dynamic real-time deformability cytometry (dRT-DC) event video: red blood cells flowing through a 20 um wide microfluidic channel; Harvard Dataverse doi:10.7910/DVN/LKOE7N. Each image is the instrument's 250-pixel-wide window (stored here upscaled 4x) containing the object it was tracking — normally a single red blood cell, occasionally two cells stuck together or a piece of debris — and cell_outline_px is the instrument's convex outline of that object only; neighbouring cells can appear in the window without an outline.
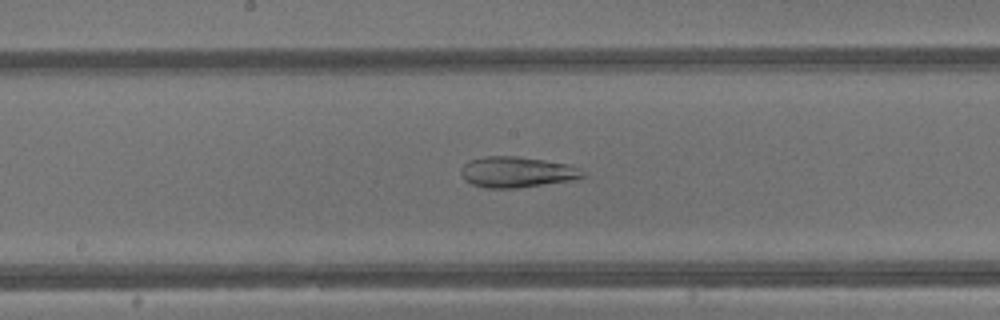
{"species": "common noctule bat (a hibernating species)", "species_latin": "Nyctalus noctula", "temperature_condition": "warm", "stored_images_in_passage": 42, "camera_frame_rate_fps": 3000, "um_per_image_px": 0.085, "animal": {"sex": "male", "body_mass_g": 13.3}, "frame": {"image": 1, "passage_image": 22, "time_ms": 7.0, "image_size_px": [1000, 320], "cell_outline_px": [[588, 176], [572, 180], [516, 188], [484, 188], [472, 184], [464, 180], [460, 172], [460, 168], [468, 160], [484, 156], [516, 156], [544, 160], [568, 164], [580, 168]], "centroid_in_image_um": [43.91, 14.62], "position_along_channel_um": 204.3, "area_um2": 22.02}}
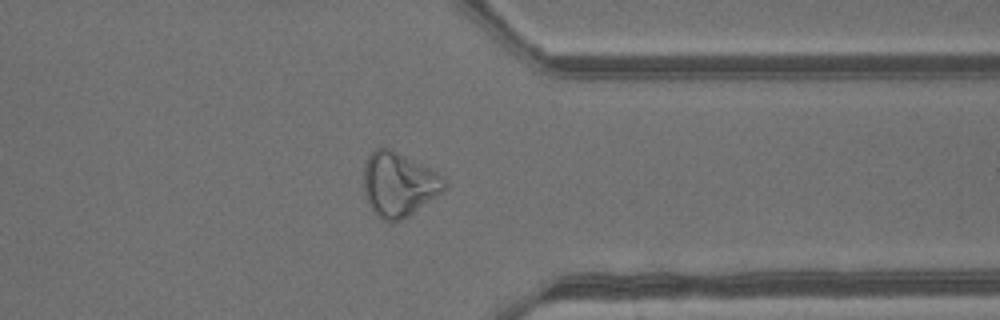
{"frame": {"image": 2, "passage_image": 33, "time_ms": 10.667, "image_size_px": [1000, 320], "cell_outline_px": [[448, 184], [436, 196], [408, 216], [400, 220], [384, 220], [376, 216], [372, 212], [364, 192], [364, 164], [368, 156], [376, 148], [392, 148], [432, 168], [444, 176], [448, 180]], "centroid_in_image_um": [33.9, 15.63], "position_along_channel_um": 377.5, "area_um2": 30.4}}
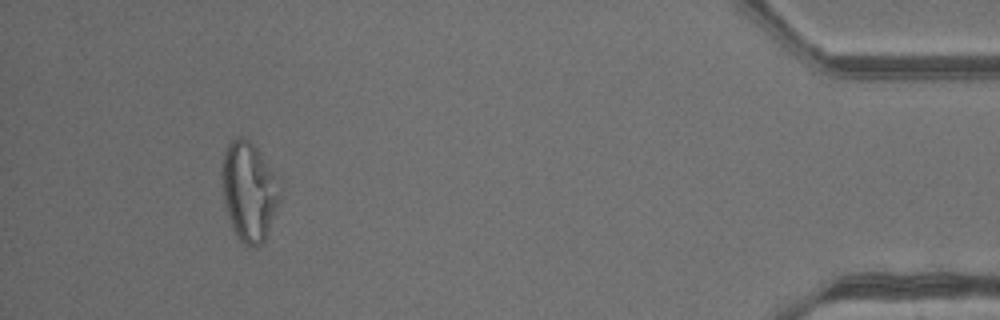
{"frame": {"image": 3, "passage_image": 39, "time_ms": 12.667, "image_size_px": [1000, 320], "cell_outline_px": [[280, 200], [264, 240], [260, 244], [244, 244], [236, 236], [232, 228], [224, 204], [220, 184], [224, 152], [228, 144], [236, 136], [240, 136], [248, 140], [256, 148], [280, 176]], "centroid_in_image_um": [21.16, 16.21], "position_along_channel_um": 414.0, "area_um2": 33.76}}